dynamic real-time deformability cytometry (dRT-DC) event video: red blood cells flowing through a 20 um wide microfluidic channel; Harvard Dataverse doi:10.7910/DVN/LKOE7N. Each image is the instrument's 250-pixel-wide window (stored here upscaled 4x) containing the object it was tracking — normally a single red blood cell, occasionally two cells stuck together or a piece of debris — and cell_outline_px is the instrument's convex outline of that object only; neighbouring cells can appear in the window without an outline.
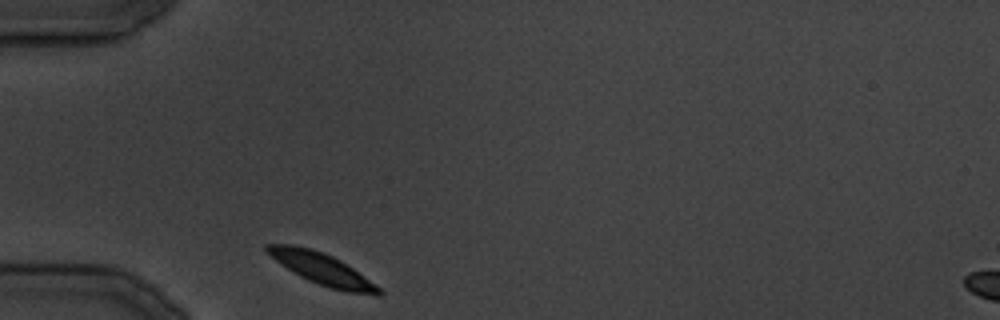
{"species": "common noctule bat (a hibernating species)", "species_latin": "Nyctalus noctula", "temperature_condition": "cold", "stored_images_in_passage": 13, "camera_frame_rate_fps": 3000, "um_per_image_px": 0.085, "animal": {"sex": "male", "body_mass_g": 19.5, "forearm_length_mm": 54.6}, "frame": {"image": 1, "passage_image": 1, "time_ms": 0.0, "image_size_px": [1000, 320], "cell_outline_px": [[384, 292], [380, 296], [376, 296], [348, 292], [332, 288], [308, 280], [300, 276], [276, 260], [264, 248], [268, 244], [292, 244], [312, 248], [332, 256], [340, 260], [352, 268], [380, 288]], "centroid_in_image_um": [27.4, 22.86], "position_along_channel_um": 57.6, "area_um2": 20.06}}
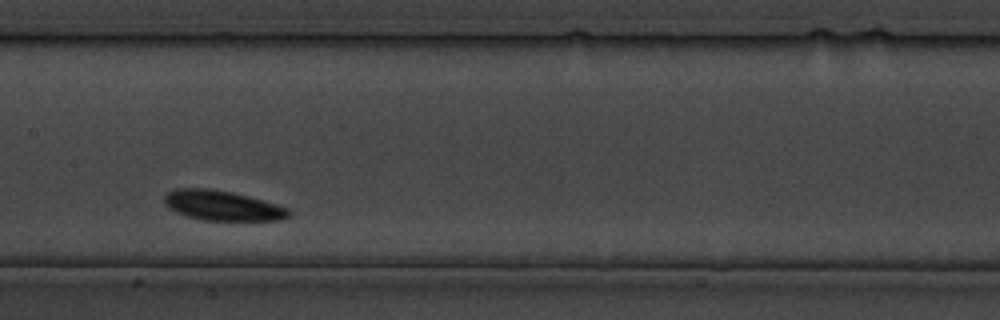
{"frame": {"image": 2, "passage_image": 9, "time_ms": 10.0, "image_size_px": [1000, 320], "cell_outline_px": [[292, 212], [288, 216], [280, 220], [200, 220], [176, 212], [168, 208], [164, 204], [164, 196], [168, 192], [176, 188], [204, 188], [232, 192], [248, 196], [276, 204], [288, 208]], "centroid_in_image_um": [18.87, 17.47], "position_along_channel_um": 188.5, "area_um2": 21.62}}
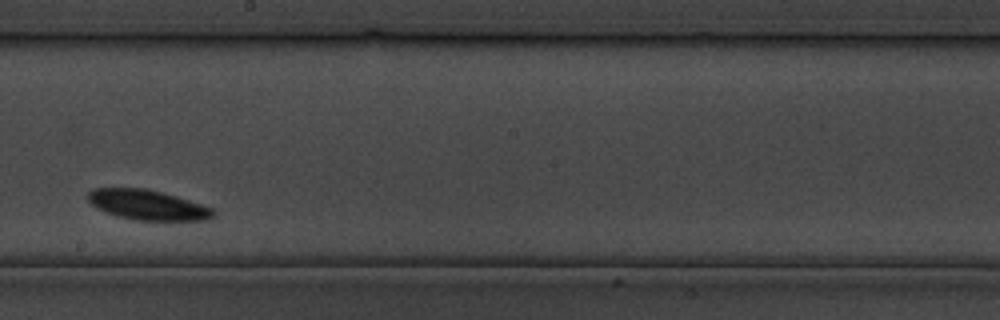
{"frame": {"image": 3, "passage_image": 12, "time_ms": 13.333, "image_size_px": [1000, 320], "cell_outline_px": [[216, 212], [212, 216], [204, 220], [132, 220], [116, 216], [96, 208], [88, 200], [88, 192], [96, 188], [144, 188], [160, 192], [188, 200], [212, 208]], "centroid_in_image_um": [12.5, 17.42], "position_along_channel_um": 235.7, "area_um2": 21.62}}